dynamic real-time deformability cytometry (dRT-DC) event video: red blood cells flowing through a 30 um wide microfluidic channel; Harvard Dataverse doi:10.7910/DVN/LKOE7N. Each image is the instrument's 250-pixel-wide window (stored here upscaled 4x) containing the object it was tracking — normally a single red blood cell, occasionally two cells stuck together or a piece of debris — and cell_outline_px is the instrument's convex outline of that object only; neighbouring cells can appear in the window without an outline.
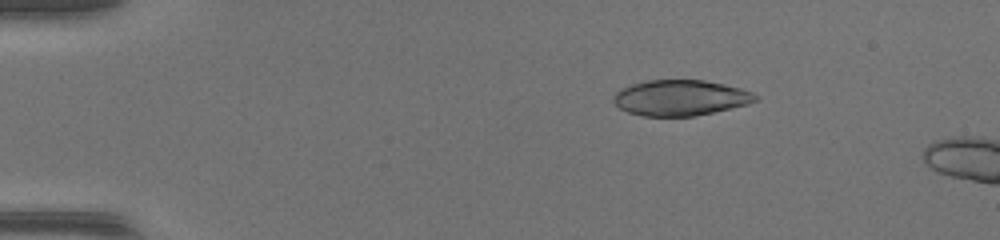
{"species": "common noctule bat (a hibernating species)", "species_latin": "Nyctalus noctula", "temperature_condition": "warm", "stored_images_in_passage": 7, "camera_frame_rate_fps": 3000, "um_per_image_px": 0.085, "animal": {"sex": "female", "body_mass_g": 17.0, "forearm_length_mm": 48.0}, "frame": {"image": 1, "passage_image": 2, "time_ms": 0.333, "image_size_px": [1000, 240], "cell_outline_px": [[760, 96], [756, 100], [748, 104], [696, 116], [644, 116], [628, 112], [620, 108], [612, 100], [612, 96], [620, 88], [632, 84], [648, 80], [704, 80], [724, 84], [740, 88], [752, 92]], "centroid_in_image_um": [57.83, 8.31], "position_along_channel_um": 27.2, "area_um2": 29.54}}